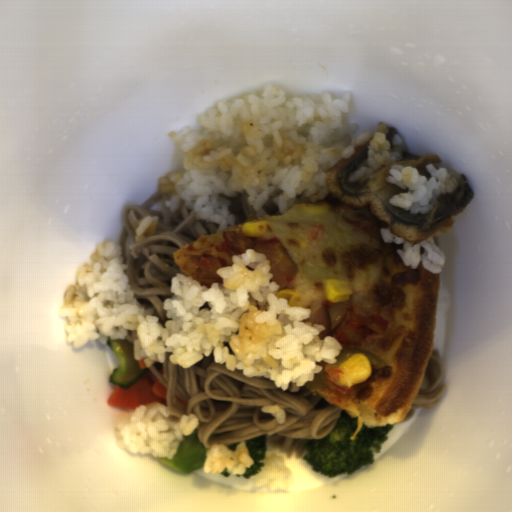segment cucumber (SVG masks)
<instances>
[{"mask_svg": "<svg viewBox=\"0 0 512 512\" xmlns=\"http://www.w3.org/2000/svg\"><path fill=\"white\" fill-rule=\"evenodd\" d=\"M115 355L118 365L111 372L108 381L128 389L135 384L149 368H140L138 359L135 360L133 345L130 341L123 339H107L105 342Z\"/></svg>", "mask_w": 512, "mask_h": 512, "instance_id": "cucumber-1", "label": "cucumber"}]
</instances>
